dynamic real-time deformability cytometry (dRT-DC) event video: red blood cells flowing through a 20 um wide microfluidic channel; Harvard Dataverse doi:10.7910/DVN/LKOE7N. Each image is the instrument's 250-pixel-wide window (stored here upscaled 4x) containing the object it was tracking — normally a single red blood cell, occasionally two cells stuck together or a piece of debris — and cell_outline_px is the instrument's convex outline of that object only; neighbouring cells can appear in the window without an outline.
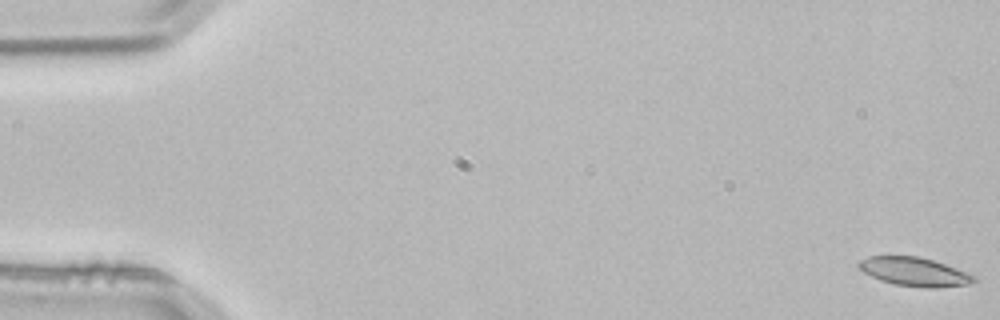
{"species": "common noctule bat (a hibernating species)", "species_latin": "Nyctalus noctula", "temperature_condition": "room temperature", "stored_images_in_passage": 4, "camera_frame_rate_fps": 3000, "um_per_image_px": 0.085, "animal": {"sex": "male", "body_mass_g": 21.5, "forearm_length_mm": 52.0}, "frame": {"image": 1, "passage_image": 1, "time_ms": 0.0, "image_size_px": [1000, 320], "cell_outline_px": [[976, 280], [968, 284], [936, 288], [924, 288], [896, 284], [880, 280], [864, 272], [856, 264], [860, 260], [868, 256], [920, 256], [944, 264], [976, 276]], "centroid_in_image_um": [77.71, 23.1], "position_along_channel_um": 7.3, "area_um2": 19.07}}
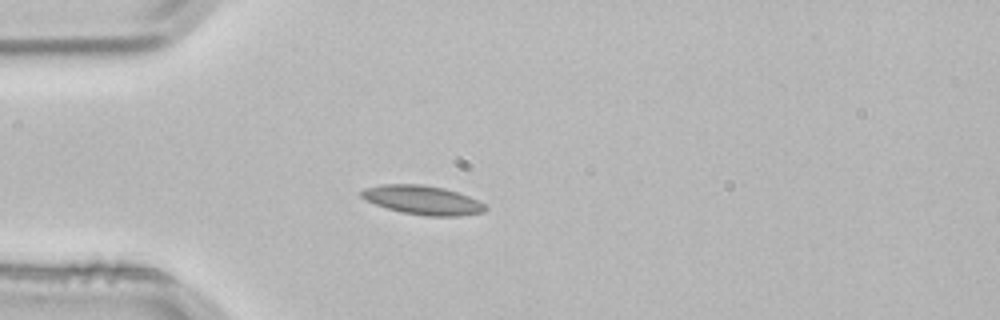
{"frame": {"image": 2, "passage_image": 4, "time_ms": 1.0, "image_size_px": [1000, 320], "cell_outline_px": [[488, 208], [484, 212], [460, 216], [424, 216], [400, 212], [376, 204], [360, 196], [360, 192], [364, 188], [384, 184], [424, 184], [444, 188], [468, 196], [484, 204]], "centroid_in_image_um": [35.93, 17.01], "position_along_channel_um": 49.1, "area_um2": 20.87}}